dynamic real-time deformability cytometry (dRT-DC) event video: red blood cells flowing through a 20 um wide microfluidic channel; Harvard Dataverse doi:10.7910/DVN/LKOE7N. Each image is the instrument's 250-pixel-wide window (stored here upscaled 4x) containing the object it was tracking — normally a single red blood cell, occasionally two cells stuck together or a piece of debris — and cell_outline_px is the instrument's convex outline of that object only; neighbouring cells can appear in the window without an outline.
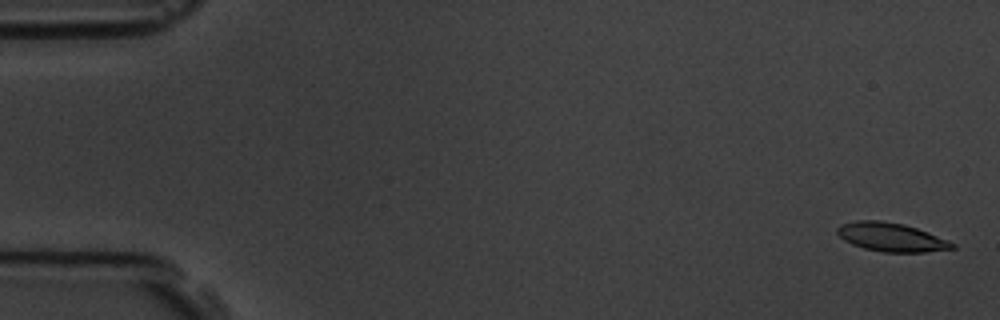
{"species": "common noctule bat (a hibernating species)", "species_latin": "Nyctalus noctula", "temperature_condition": "room temperature", "stored_images_in_passage": 4, "camera_frame_rate_fps": 3000, "um_per_image_px": 0.085, "animal": {"sex": "male", "body_mass_g": 19.5, "forearm_length_mm": 54.6}, "frame": {"image": 1, "passage_image": 1, "time_ms": 0.0, "image_size_px": [1000, 320], "cell_outline_px": [[956, 248], [924, 252], [884, 252], [864, 248], [852, 244], [844, 240], [836, 232], [836, 228], [840, 224], [856, 220], [880, 220], [904, 224], [928, 232], [948, 240], [956, 244]], "centroid_in_image_um": [75.74, 20.15], "position_along_channel_um": 9.3, "area_um2": 19.25}}